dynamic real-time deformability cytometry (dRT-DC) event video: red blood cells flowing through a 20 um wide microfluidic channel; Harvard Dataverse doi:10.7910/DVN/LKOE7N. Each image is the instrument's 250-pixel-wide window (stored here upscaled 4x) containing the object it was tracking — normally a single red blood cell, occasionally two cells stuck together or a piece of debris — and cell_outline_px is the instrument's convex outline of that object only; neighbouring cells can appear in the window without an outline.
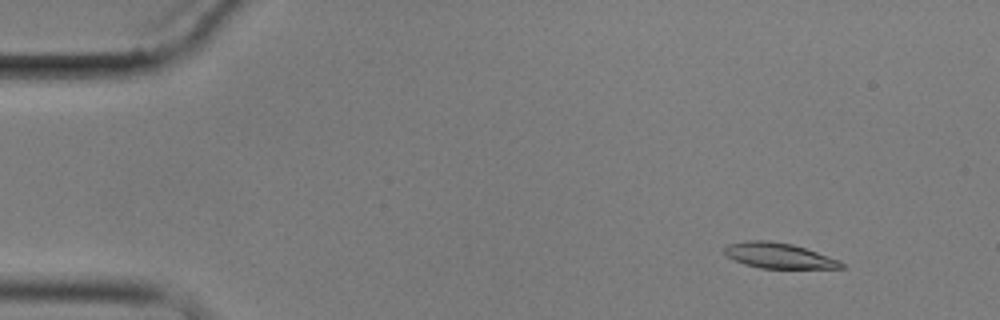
{"species": "common noctule bat (a hibernating species)", "species_latin": "Nyctalus noctula", "temperature_condition": "cold", "stored_images_in_passage": 5, "camera_frame_rate_fps": 3000, "um_per_image_px": 0.085, "animal": {"sex": "male", "body_mass_g": 17.9}, "frame": {"image": 1, "passage_image": 2, "time_ms": 1.667, "image_size_px": [1000, 320], "cell_outline_px": [[844, 268], [760, 268], [744, 264], [728, 256], [724, 252], [724, 248], [728, 244], [748, 240], [768, 240], [792, 244], [840, 260], [844, 264]], "centroid_in_image_um": [66.19, 21.72], "position_along_channel_um": 18.8, "area_um2": 17.11}}
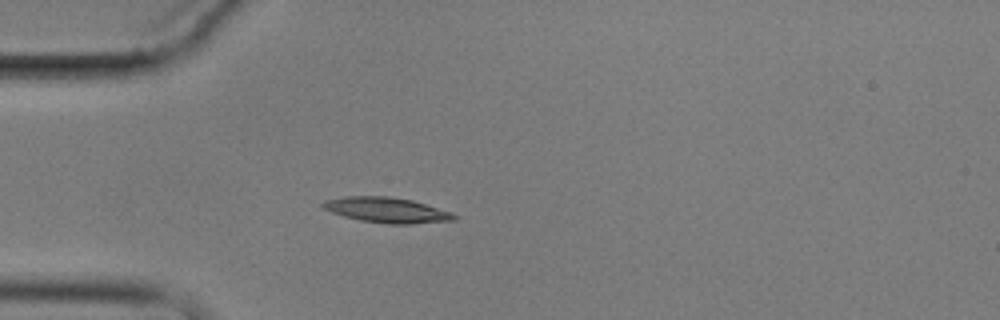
{"frame": {"image": 2, "passage_image": 4, "time_ms": 5.0, "image_size_px": [1000, 320], "cell_outline_px": [[456, 220], [412, 224], [388, 224], [360, 220], [344, 216], [332, 212], [324, 208], [320, 204], [324, 200], [344, 196], [388, 196], [412, 200], [452, 212], [456, 216]], "centroid_in_image_um": [32.87, 17.85], "position_along_channel_um": 52.1, "area_um2": 19.36}}